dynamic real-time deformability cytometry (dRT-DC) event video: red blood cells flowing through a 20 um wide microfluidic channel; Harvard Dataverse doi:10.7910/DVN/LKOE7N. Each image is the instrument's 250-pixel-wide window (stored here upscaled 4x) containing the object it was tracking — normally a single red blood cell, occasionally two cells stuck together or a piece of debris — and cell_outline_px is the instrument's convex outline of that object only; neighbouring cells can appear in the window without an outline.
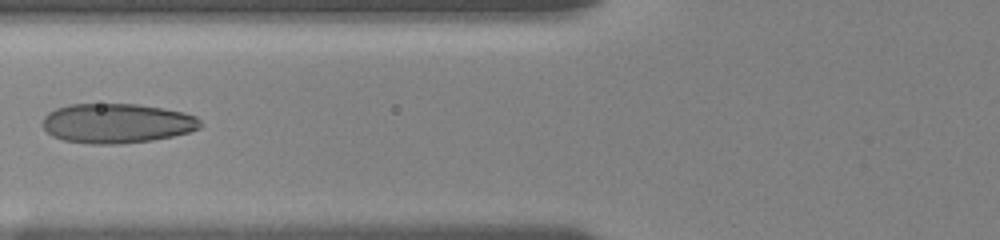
{"species": "human", "species_latin": "Homo sapiens", "temperature_condition": "room temperature", "stored_images_in_passage": 18, "camera_frame_rate_fps": 3000, "um_per_image_px": 0.085, "donor": {"sex": "female"}, "frame": {"image": 1, "passage_image": 16, "time_ms": 7.333, "image_size_px": [1000, 240], "cell_outline_px": [[204, 124], [200, 128], [188, 132], [172, 136], [152, 140], [120, 144], [92, 144], [64, 140], [52, 136], [44, 128], [44, 116], [48, 112], [56, 108], [68, 104], [136, 104], [164, 108], [184, 112], [196, 116]], "centroid_in_image_um": [9.96, 10.47], "position_along_channel_um": 115.8, "area_um2": 36.53}}
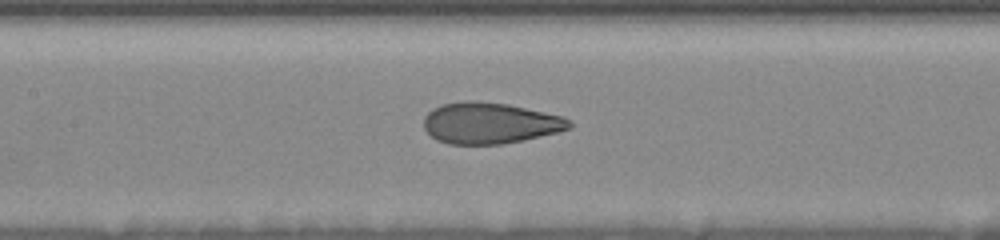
{"frame": {"image": 2, "passage_image": 18, "time_ms": 8.667, "image_size_px": [1000, 240], "cell_outline_px": [[572, 128], [524, 140], [500, 144], [448, 144], [436, 140], [424, 128], [424, 116], [432, 108], [440, 104], [464, 100], [476, 100], [508, 104], [564, 116], [572, 124]], "centroid_in_image_um": [41.61, 10.45], "position_along_channel_um": 165.8, "area_um2": 35.14}}